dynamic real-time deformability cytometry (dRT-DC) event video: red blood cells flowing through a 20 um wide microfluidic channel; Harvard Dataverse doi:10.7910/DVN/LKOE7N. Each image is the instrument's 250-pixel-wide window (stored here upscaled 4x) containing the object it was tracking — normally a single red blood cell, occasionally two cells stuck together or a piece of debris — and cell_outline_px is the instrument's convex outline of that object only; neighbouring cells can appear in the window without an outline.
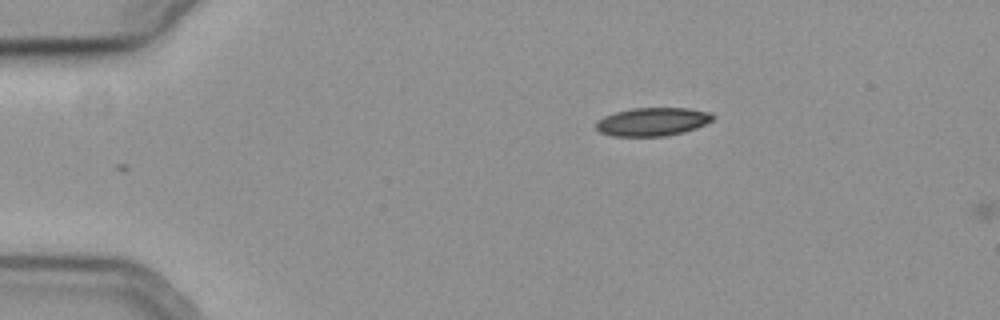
{"species": "common noctule bat (a hibernating species)", "species_latin": "Nyctalus noctula", "temperature_condition": "cold", "stored_images_in_passage": 2, "camera_frame_rate_fps": 3000, "um_per_image_px": 0.085, "animal": {"sex": "female", "body_mass_g": 19.3, "forearm_length_mm": 54.1}, "frame": {"image": 1, "passage_image": 1, "time_ms": 0.0, "image_size_px": [1000, 320], "cell_outline_px": [[716, 116], [712, 120], [696, 128], [684, 132], [664, 136], [612, 136], [600, 132], [596, 128], [596, 120], [604, 116], [616, 112], [632, 108], [688, 108], [712, 112]], "centroid_in_image_um": [55.47, 10.34], "position_along_channel_um": 29.5, "area_um2": 19.36}}